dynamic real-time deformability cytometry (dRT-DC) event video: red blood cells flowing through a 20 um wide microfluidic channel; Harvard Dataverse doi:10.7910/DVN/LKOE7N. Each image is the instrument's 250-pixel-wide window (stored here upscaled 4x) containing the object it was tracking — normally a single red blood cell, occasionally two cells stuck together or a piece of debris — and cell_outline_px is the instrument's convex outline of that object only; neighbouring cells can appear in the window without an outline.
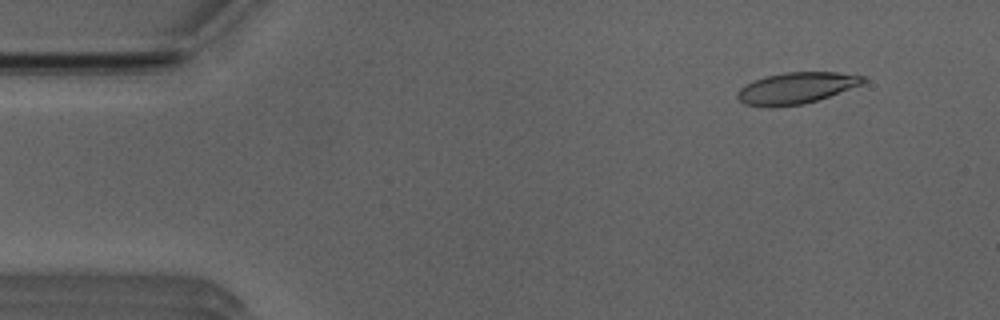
{"species": "Egyptian fruit bat (a non-hibernating species)", "species_latin": "Rousettus aegyptiacus", "temperature_condition": "room temperature", "stored_images_in_passage": 52, "camera_frame_rate_fps": 3000, "um_per_image_px": 0.085, "animal": {"sex": "male"}, "frame": {"image": 1, "passage_image": 5, "time_ms": 1.333, "image_size_px": [1000, 320], "cell_outline_px": [[868, 80], [860, 84], [828, 96], [804, 104], [772, 108], [768, 108], [744, 104], [736, 96], [736, 92], [740, 88], [756, 80], [768, 76], [784, 72], [836, 72], [864, 76]], "centroid_in_image_um": [67.64, 7.5], "position_along_channel_um": 17.4, "area_um2": 22.77}}
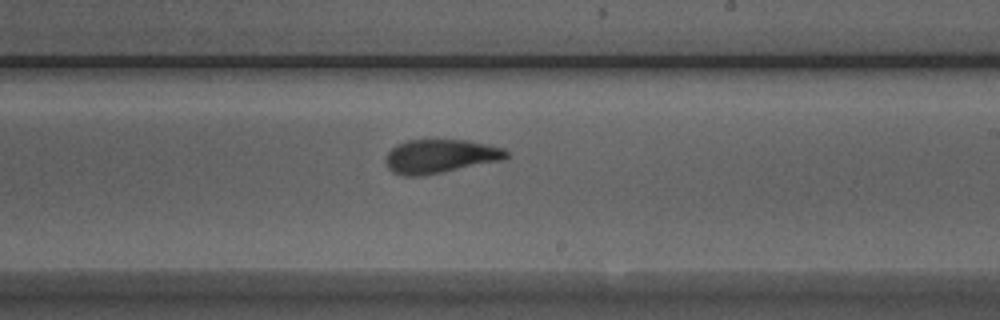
{"frame": {"image": 2, "passage_image": 30, "time_ms": 9.667, "image_size_px": [1000, 320], "cell_outline_px": [[508, 156], [504, 160], [424, 176], [404, 176], [392, 172], [388, 168], [384, 160], [384, 156], [396, 144], [408, 140], [464, 140], [488, 144], [504, 148], [508, 152]], "centroid_in_image_um": [37.4, 13.29], "position_along_channel_um": 251.6, "area_um2": 24.04}}
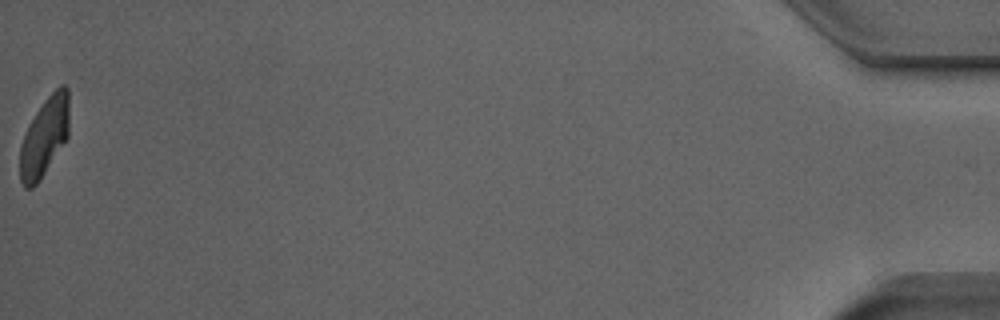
{"frame": {"image": 3, "passage_image": 52, "time_ms": 17.0, "image_size_px": [1000, 320], "cell_outline_px": [[68, 136], [40, 180], [32, 188], [24, 188], [20, 180], [20, 144], [36, 112], [44, 100], [60, 84], [64, 84], [68, 88]], "centroid_in_image_um": [3.77, 11.64], "position_along_channel_um": 431.4, "area_um2": 22.31}, "authors_computed_cell_mechanics": {"area_um2": 23.4668, "velocity_mm_per_s": 3.9111, "shape_relaxation_time_tau1_ms": 4.4569, "shape_relaxation_time_tau2_ms": 1.3321, "deformation_change_tau1": 0.1671, "deformation_change_tau2": 0.087}}